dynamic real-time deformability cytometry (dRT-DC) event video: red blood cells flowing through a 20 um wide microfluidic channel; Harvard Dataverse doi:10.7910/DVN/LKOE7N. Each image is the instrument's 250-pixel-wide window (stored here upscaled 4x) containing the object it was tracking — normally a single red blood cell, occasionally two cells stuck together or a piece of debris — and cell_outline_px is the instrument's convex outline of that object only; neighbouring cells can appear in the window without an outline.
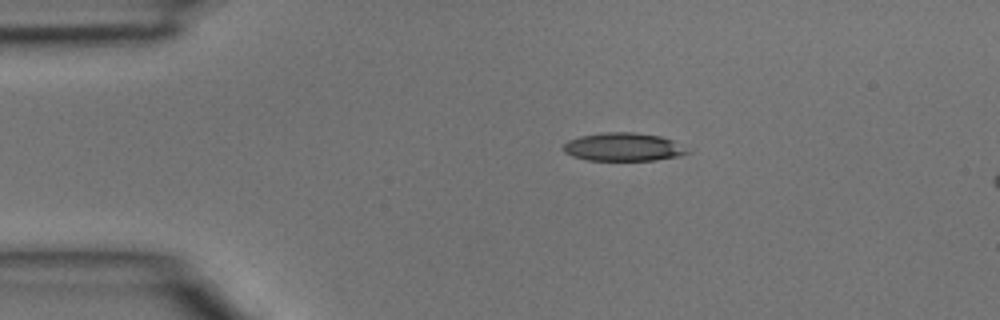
{"species": "common noctule bat (a hibernating species)", "species_latin": "Nyctalus noctula", "temperature_condition": "room temperature", "stored_images_in_passage": 3, "camera_frame_rate_fps": 3000, "um_per_image_px": 0.085, "animal": {"sex": "male", "body_mass_g": 15.6}, "frame": {"image": 1, "passage_image": 1, "time_ms": 0.0, "image_size_px": [1000, 320], "cell_outline_px": [[692, 152], [680, 156], [656, 160], [588, 160], [572, 156], [564, 152], [560, 148], [568, 140], [580, 136], [604, 132], [632, 132], [660, 136], [672, 140]], "centroid_in_image_um": [52.96, 12.49], "position_along_channel_um": 32.0, "area_um2": 20.46}}